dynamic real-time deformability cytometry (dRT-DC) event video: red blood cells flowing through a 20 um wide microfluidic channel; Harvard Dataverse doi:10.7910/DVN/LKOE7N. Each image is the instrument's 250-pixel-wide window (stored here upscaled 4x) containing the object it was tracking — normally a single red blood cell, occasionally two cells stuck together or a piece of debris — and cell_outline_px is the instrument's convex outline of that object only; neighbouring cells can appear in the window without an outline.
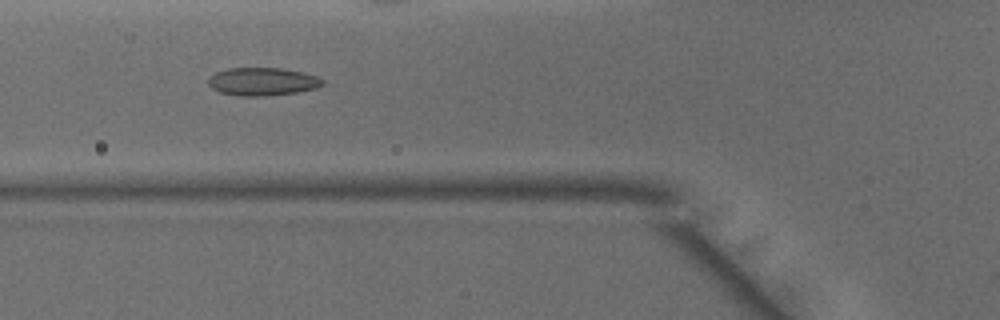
{"species": "common noctule bat (a hibernating species)", "species_latin": "Nyctalus noctula", "temperature_condition": "warm", "stored_images_in_passage": 49, "camera_frame_rate_fps": 3000, "um_per_image_px": 0.085, "animal": {"sex": "male", "body_mass_g": 15.6}, "frame": {"image": 1, "passage_image": 18, "time_ms": 5.667, "image_size_px": [1000, 320], "cell_outline_px": [[324, 84], [316, 88], [296, 92], [268, 96], [244, 96], [220, 92], [212, 88], [208, 84], [208, 80], [216, 72], [228, 68], [280, 68], [304, 72], [316, 76], [324, 80]], "centroid_in_image_um": [22.33, 6.93], "position_along_channel_um": 103.5, "area_um2": 18.55}}
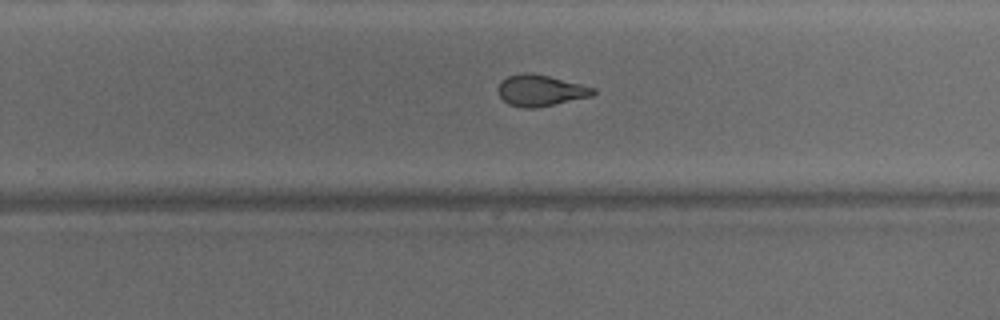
{"frame": {"image": 2, "passage_image": 31, "time_ms": 10.0, "image_size_px": [1000, 320], "cell_outline_px": [[596, 92], [592, 96], [536, 108], [524, 108], [508, 104], [500, 96], [496, 88], [500, 80], [508, 76], [524, 72], [528, 72], [548, 76], [596, 88]], "centroid_in_image_um": [45.91, 7.69], "position_along_channel_um": 283.9, "area_um2": 17.34}}
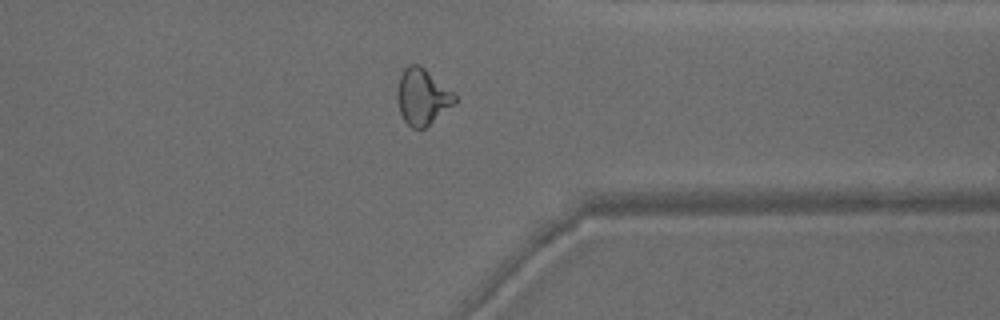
{"frame": {"image": 3, "passage_image": 38, "time_ms": 12.333, "image_size_px": [1000, 320], "cell_outline_px": [[456, 100], [452, 104], [424, 128], [412, 128], [404, 120], [400, 112], [396, 96], [396, 88], [400, 76], [404, 68], [408, 64], [420, 64], [452, 92], [456, 96]], "centroid_in_image_um": [35.83, 8.19], "position_along_channel_um": 375.6, "area_um2": 18.38}, "authors_computed_cell_mechanics": {"area_um2": 19.0162, "velocity_mm_per_s": 4.1519, "shape_relaxation_time_tau1_ms": null, "shape_relaxation_time_tau2_ms": 1.4633, "deformation_change_tau1": null, "deformation_change_tau2": 0.0821}}